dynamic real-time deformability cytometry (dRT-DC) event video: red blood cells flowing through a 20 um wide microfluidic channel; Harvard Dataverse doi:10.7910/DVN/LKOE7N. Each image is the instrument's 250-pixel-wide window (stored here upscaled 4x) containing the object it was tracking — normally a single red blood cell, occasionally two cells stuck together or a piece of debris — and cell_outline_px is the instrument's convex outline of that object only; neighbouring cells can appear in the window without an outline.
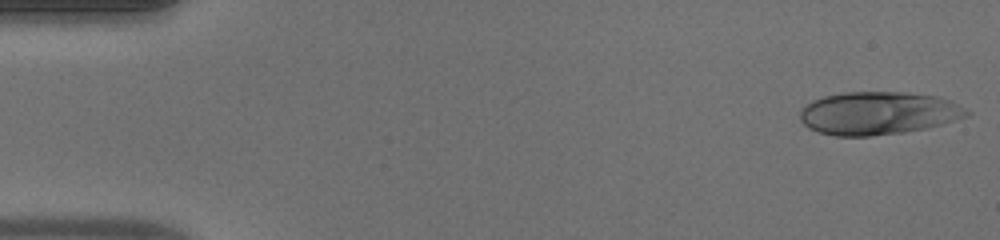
{"species": "human", "species_latin": "Homo sapiens", "temperature_condition": "warm", "stored_images_in_passage": 49, "camera_frame_rate_fps": 3000, "um_per_image_px": 0.085, "donor": {"sex": "male"}, "frame": {"image": 1, "passage_image": 1, "time_ms": 0.0, "image_size_px": [1000, 240], "cell_outline_px": [[972, 112], [968, 116], [940, 124], [924, 128], [904, 132], [868, 136], [836, 136], [820, 132], [808, 128], [800, 120], [800, 108], [812, 100], [824, 96], [844, 92], [904, 92], [936, 96], [948, 100]], "centroid_in_image_um": [74.6, 9.61], "position_along_channel_um": 10.4, "area_um2": 41.56}}
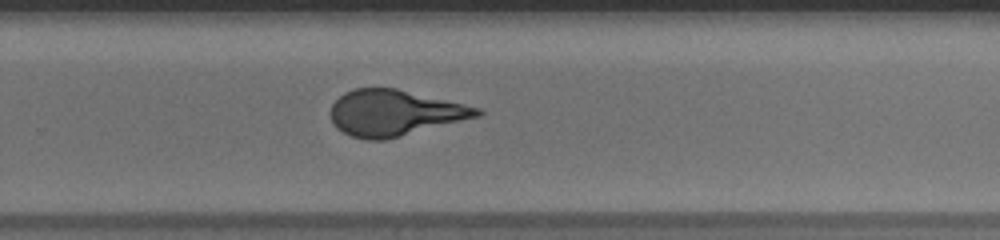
{"frame": {"image": 2, "passage_image": 32, "time_ms": 10.333, "image_size_px": [1000, 240], "cell_outline_px": [[484, 112], [480, 116], [384, 140], [364, 140], [352, 136], [336, 128], [332, 120], [332, 104], [344, 92], [356, 88], [396, 88], [464, 104], [480, 108]], "centroid_in_image_um": [33.53, 9.59], "position_along_channel_um": 296.3, "area_um2": 38.78}}
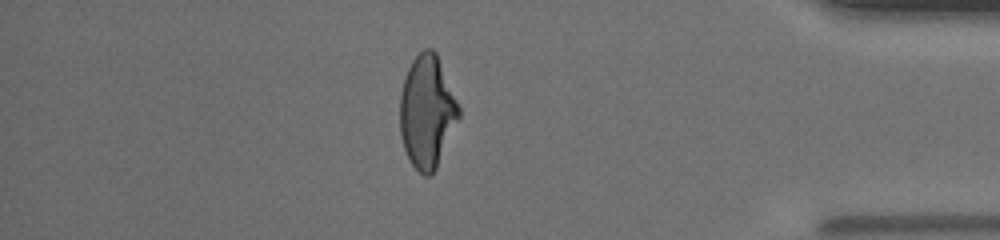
{"frame": {"image": 3, "passage_image": 42, "time_ms": 13.667, "image_size_px": [1000, 240], "cell_outline_px": [[460, 116], [436, 168], [428, 176], [424, 176], [412, 164], [404, 148], [400, 136], [400, 92], [404, 76], [412, 60], [424, 48], [432, 48], [436, 52], [460, 108]], "centroid_in_image_um": [36.28, 9.47], "position_along_channel_um": 398.9, "area_um2": 38.38}, "authors_computed_cell_mechanics": {"area_um2": 39.6508, "velocity_mm_per_s": 4.1041, "shape_relaxation_time_tau1_ms": 7.8818, "shape_relaxation_time_tau2_ms": null, "deformation_change_tau1": 0.2529, "deformation_change_tau2": null}}